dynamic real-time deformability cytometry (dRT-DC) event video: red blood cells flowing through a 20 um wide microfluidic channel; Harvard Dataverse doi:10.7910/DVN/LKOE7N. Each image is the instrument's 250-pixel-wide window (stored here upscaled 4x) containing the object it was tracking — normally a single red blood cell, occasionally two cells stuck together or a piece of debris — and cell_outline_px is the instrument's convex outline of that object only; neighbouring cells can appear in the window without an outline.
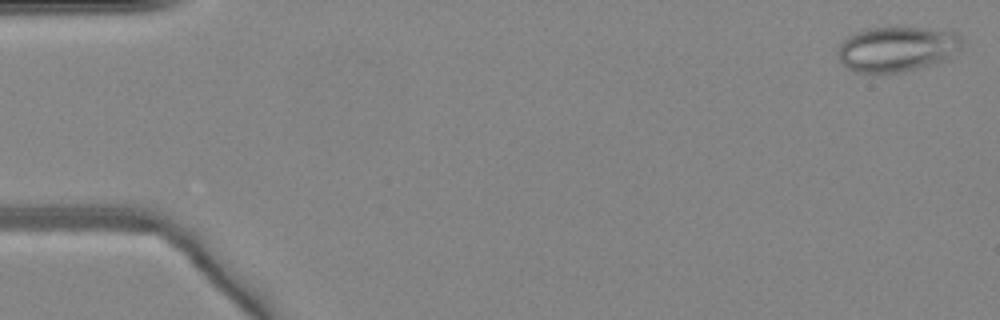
{"species": "common noctule bat (a hibernating species)", "species_latin": "Nyctalus noctula", "temperature_condition": "warm", "stored_images_in_passage": 48, "camera_frame_rate_fps": 3000, "um_per_image_px": 0.085, "animal": {"sex": "female", "body_mass_g": 24.6, "forearm_length_mm": 56.2}, "frame": {"image": 1, "passage_image": 1, "time_ms": 0.0, "image_size_px": [1000, 320], "cell_outline_px": [[960, 48], [944, 60], [916, 68], [900, 72], [856, 72], [848, 68], [840, 60], [840, 44], [848, 36], [856, 32], [868, 28], [924, 28], [960, 32]], "centroid_in_image_um": [76.25, 4.15], "position_along_channel_um": 8.8, "area_um2": 31.91}}
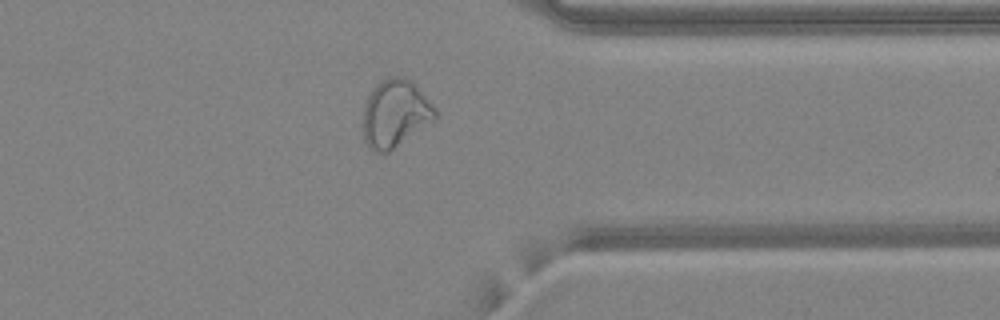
{"frame": {"image": 2, "passage_image": 38, "time_ms": 12.333, "image_size_px": [1000, 320], "cell_outline_px": [[436, 120], [388, 152], [372, 152], [368, 148], [364, 140], [364, 104], [372, 88], [376, 84], [388, 76], [404, 76], [412, 80], [436, 108]], "centroid_in_image_um": [33.6, 9.63], "position_along_channel_um": 377.8, "area_um2": 28.67}}
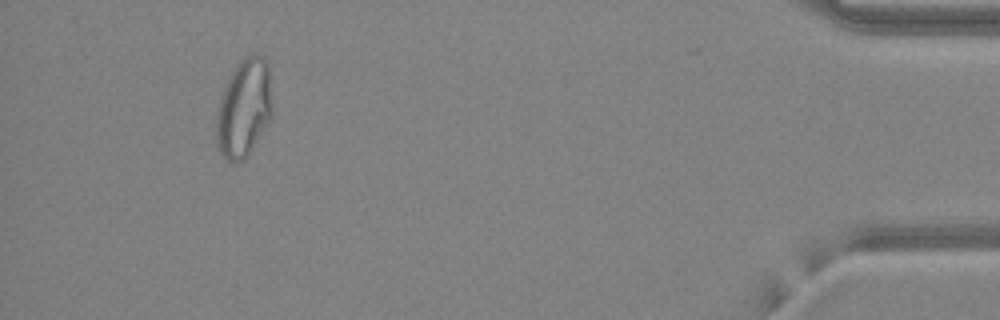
{"frame": {"image": 3, "passage_image": 45, "time_ms": 14.667, "image_size_px": [1000, 320], "cell_outline_px": [[272, 116], [248, 156], [244, 160], [228, 160], [220, 152], [216, 144], [216, 112], [228, 76], [236, 64], [244, 56], [264, 56], [268, 64], [272, 108]], "centroid_in_image_um": [20.73, 9.18], "position_along_channel_um": 414.5, "area_um2": 31.96}, "authors_computed_cell_mechanics": {"area_um2": 29.8537, "velocity_mm_per_s": 4.2326, "shape_relaxation_time_tau1_ms": null, "shape_relaxation_time_tau2_ms": 1.0833, "deformation_change_tau1": null, "deformation_change_tau2": 0.0917}}